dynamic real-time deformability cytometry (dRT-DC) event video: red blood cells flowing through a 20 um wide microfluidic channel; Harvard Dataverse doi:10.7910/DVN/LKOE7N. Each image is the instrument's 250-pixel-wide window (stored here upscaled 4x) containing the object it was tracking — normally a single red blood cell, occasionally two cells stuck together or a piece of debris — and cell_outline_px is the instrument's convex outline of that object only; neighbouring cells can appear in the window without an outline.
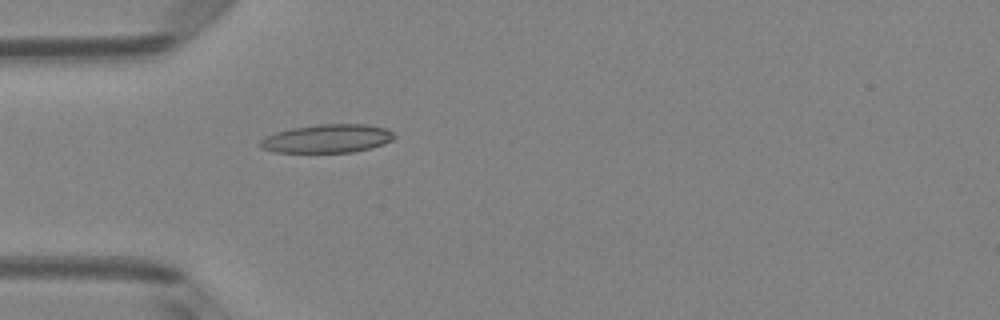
{"species": "Egyptian fruit bat (a non-hibernating species)", "species_latin": "Rousettus aegyptiacus", "temperature_condition": "room temperature", "stored_images_in_passage": 1, "camera_frame_rate_fps": 3000, "um_per_image_px": 0.085, "animal": {"sex": "female"}, "frame": {"image": 1, "passage_image": 1, "time_ms": 0.0, "image_size_px": [1000, 320], "cell_outline_px": [[396, 136], [392, 140], [384, 144], [372, 148], [352, 152], [276, 152], [260, 148], [260, 140], [264, 136], [276, 132], [292, 128], [316, 124], [364, 124], [388, 128]], "centroid_in_image_um": [27.83, 11.77], "position_along_channel_um": 57.2, "area_um2": 22.37}}